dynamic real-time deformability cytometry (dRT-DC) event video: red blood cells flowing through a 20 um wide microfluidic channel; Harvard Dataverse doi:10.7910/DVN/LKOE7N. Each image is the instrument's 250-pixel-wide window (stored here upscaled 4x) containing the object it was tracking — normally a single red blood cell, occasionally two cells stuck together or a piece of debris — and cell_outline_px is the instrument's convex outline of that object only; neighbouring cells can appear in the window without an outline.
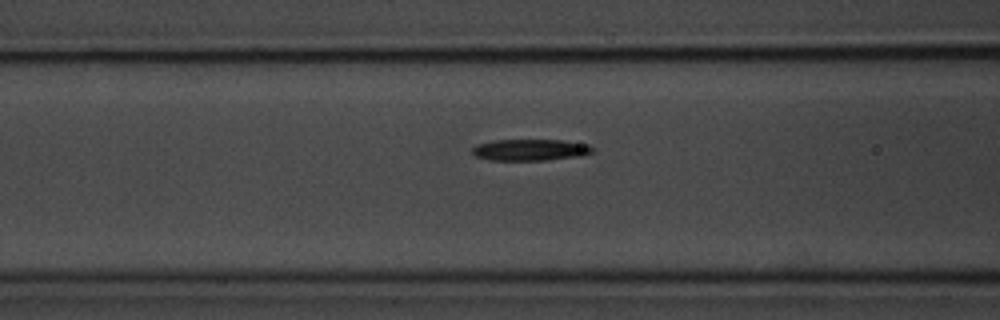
{"species": "common noctule bat (a hibernating species)", "species_latin": "Nyctalus noctula", "temperature_condition": "room temperature", "stored_images_in_passage": 6, "camera_frame_rate_fps": 3000, "um_per_image_px": 0.085, "animal": {"sex": "male", "body_mass_g": 20.1, "forearm_length_mm": 53.5}, "frame": {"image": 1, "passage_image": 6, "time_ms": 1.667, "image_size_px": [1000, 320], "cell_outline_px": [[596, 152], [580, 156], [544, 160], [488, 160], [476, 156], [472, 152], [472, 148], [476, 144], [492, 140], [564, 140], [588, 144], [596, 148]], "centroid_in_image_um": [45.11, 12.73], "position_along_channel_um": 121.5, "area_um2": 15.26}}